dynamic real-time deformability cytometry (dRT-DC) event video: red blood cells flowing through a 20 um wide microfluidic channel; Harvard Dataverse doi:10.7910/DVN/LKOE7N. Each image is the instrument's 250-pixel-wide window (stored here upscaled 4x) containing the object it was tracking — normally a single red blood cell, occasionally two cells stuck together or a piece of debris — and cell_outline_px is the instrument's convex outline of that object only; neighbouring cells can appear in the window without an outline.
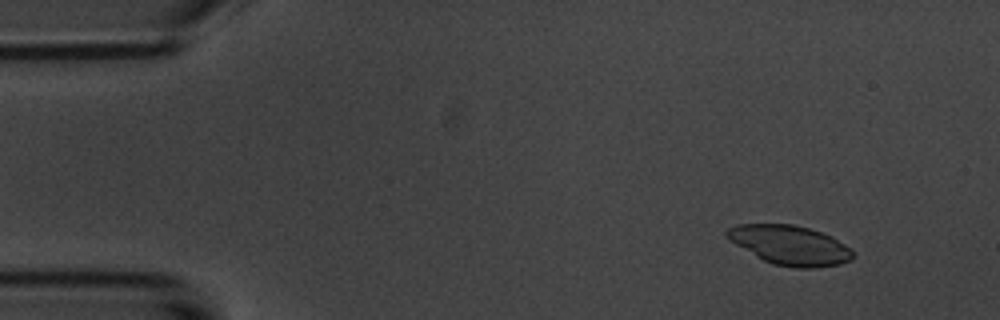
{"species": "common noctule bat (a hibernating species)", "species_latin": "Nyctalus noctula", "temperature_condition": "room temperature", "stored_images_in_passage": 4, "camera_frame_rate_fps": 3000, "um_per_image_px": 0.085, "animal": {"sex": "male", "body_mass_g": 20.1, "forearm_length_mm": 53.5}, "frame": {"image": 1, "passage_image": 2, "time_ms": 1.0, "image_size_px": [1000, 320], "cell_outline_px": [[856, 256], [852, 260], [840, 264], [816, 268], [796, 268], [772, 264], [756, 256], [728, 240], [724, 236], [724, 232], [728, 228], [736, 224], [792, 224], [808, 228], [832, 236], [844, 244]], "centroid_in_image_um": [67.12, 20.84], "position_along_channel_um": 17.9, "area_um2": 29.07}}